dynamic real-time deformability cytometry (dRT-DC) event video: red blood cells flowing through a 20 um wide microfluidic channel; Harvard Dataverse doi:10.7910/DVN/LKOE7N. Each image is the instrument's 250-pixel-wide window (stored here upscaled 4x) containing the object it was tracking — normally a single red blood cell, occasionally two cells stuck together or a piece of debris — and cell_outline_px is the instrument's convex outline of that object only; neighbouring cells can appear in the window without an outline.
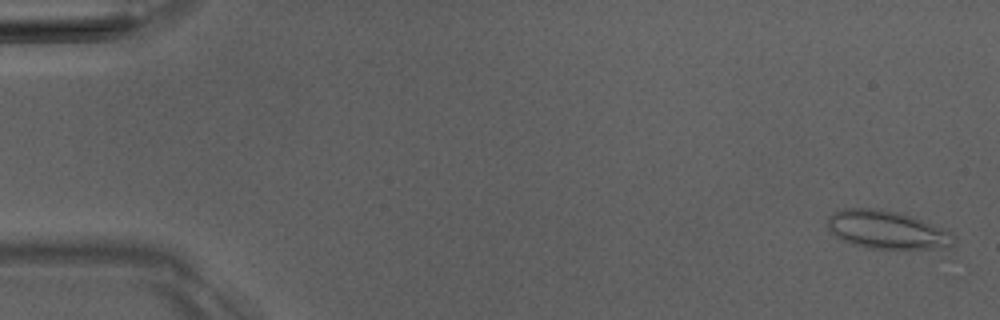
{"species": "Egyptian fruit bat (a non-hibernating species)", "species_latin": "Rousettus aegyptiacus", "temperature_condition": "room temperature", "stored_images_in_passage": 4, "camera_frame_rate_fps": 3000, "um_per_image_px": 0.085, "animal": {"sex": "male"}, "frame": {"image": 1, "passage_image": 1, "time_ms": 0.0, "image_size_px": [1000, 320], "cell_outline_px": [[956, 244], [944, 248], [868, 248], [844, 240], [836, 236], [828, 228], [828, 216], [832, 212], [844, 208], [880, 208], [912, 216], [944, 228], [952, 232], [956, 236]], "centroid_in_image_um": [75.44, 19.52], "position_along_channel_um": 9.6, "area_um2": 28.09}}